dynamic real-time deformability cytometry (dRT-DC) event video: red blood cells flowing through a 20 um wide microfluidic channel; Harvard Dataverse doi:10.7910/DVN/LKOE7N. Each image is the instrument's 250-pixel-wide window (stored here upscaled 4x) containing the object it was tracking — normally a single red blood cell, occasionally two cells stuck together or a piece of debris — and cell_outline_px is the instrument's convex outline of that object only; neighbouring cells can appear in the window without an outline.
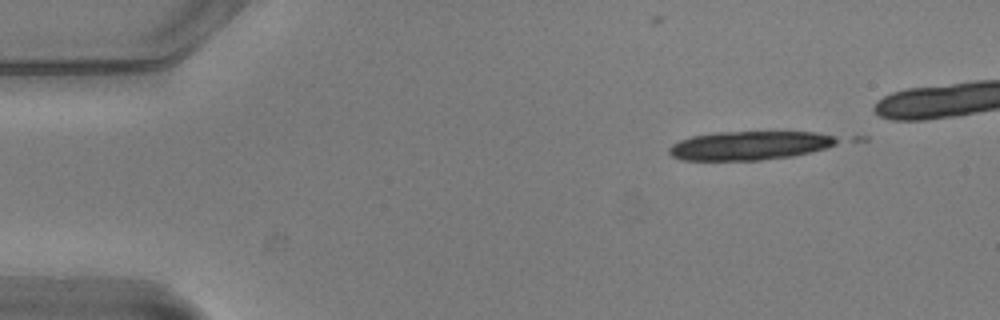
{"species": "common noctule bat (a hibernating species)", "species_latin": "Nyctalus noctula", "temperature_condition": "warm", "stored_images_in_passage": 3, "camera_frame_rate_fps": 3000, "um_per_image_px": 0.085, "animal": {"sex": "male", "body_mass_g": 20.5, "forearm_length_mm": 52.5}, "frame": {"image": 1, "passage_image": 2, "time_ms": 0.333, "image_size_px": [1000, 320], "cell_outline_px": [[844, 140], [828, 148], [812, 152], [792, 156], [760, 160], [680, 160], [672, 156], [668, 152], [668, 148], [672, 144], [680, 140], [692, 136], [716, 132], [816, 132], [836, 136]], "centroid_in_image_um": [63.77, 12.37], "position_along_channel_um": 21.2, "area_um2": 28.5}}